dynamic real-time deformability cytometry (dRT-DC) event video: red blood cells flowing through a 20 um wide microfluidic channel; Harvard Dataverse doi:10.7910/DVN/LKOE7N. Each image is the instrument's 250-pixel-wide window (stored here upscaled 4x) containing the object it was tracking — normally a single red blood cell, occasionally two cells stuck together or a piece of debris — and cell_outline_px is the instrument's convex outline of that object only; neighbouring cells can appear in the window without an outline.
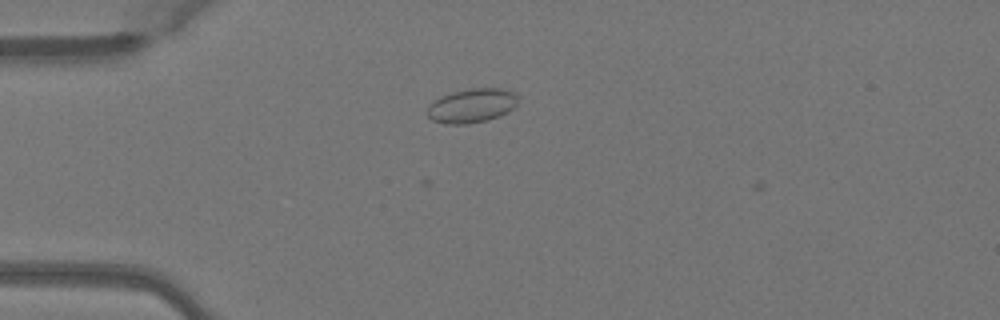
{"species": "Egyptian fruit bat (a non-hibernating species)", "species_latin": "Rousettus aegyptiacus", "temperature_condition": "warm", "stored_images_in_passage": 3, "camera_frame_rate_fps": 3000, "um_per_image_px": 0.085, "animal": {"sex": "female"}, "frame": {"image": 1, "passage_image": 2, "time_ms": 0.333, "image_size_px": [1000, 320], "cell_outline_px": [[516, 104], [508, 112], [500, 116], [488, 120], [468, 124], [444, 124], [432, 120], [428, 116], [428, 104], [452, 92], [468, 88], [500, 88], [516, 92]], "centroid_in_image_um": [40.11, 8.98], "position_along_channel_um": 44.9, "area_um2": 18.03}}